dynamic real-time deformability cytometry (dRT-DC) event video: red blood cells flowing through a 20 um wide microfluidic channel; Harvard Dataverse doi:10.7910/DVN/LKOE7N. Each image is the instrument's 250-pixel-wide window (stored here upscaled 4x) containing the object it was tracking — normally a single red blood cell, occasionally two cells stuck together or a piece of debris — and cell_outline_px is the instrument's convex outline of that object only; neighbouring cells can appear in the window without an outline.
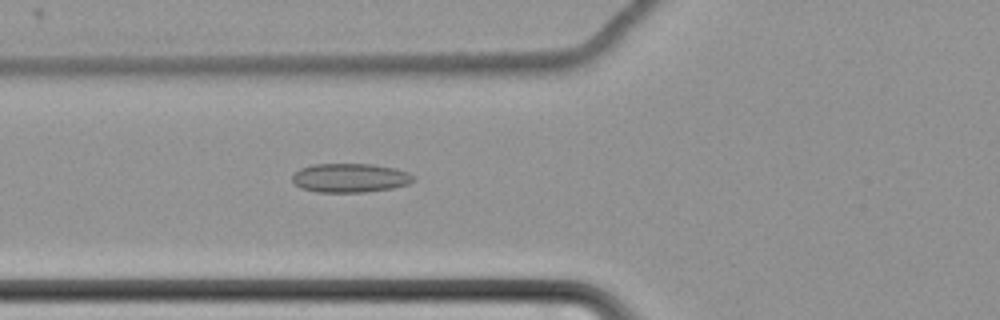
{"species": "common noctule bat (a hibernating species)", "species_latin": "Nyctalus noctula", "temperature_condition": "cold", "stored_images_in_passage": 64, "camera_frame_rate_fps": 3000, "um_per_image_px": 0.085, "animal": {"sex": "female", "body_mass_g": 22.7, "forearm_length_mm": 54.2}, "frame": {"image": 1, "passage_image": 27, "time_ms": 8.667, "image_size_px": [1000, 320], "cell_outline_px": [[416, 180], [408, 184], [392, 188], [364, 192], [316, 192], [300, 188], [292, 180], [292, 176], [300, 168], [312, 164], [372, 164], [396, 168], [408, 172], [416, 176]], "centroid_in_image_um": [29.78, 15.12], "position_along_channel_um": 96.0, "area_um2": 20.63}}
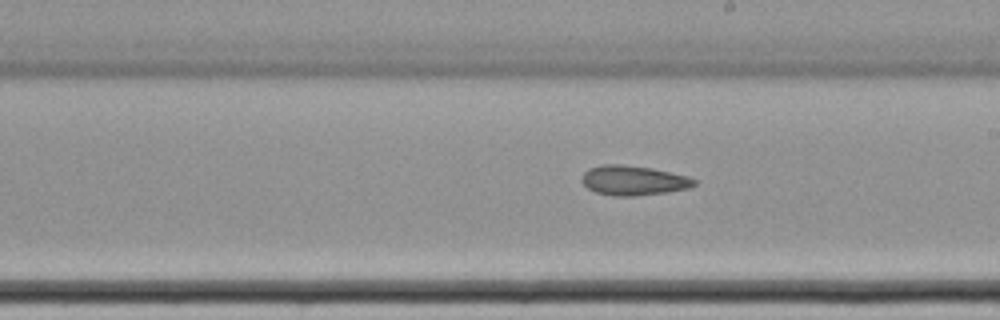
{"frame": {"image": 2, "passage_image": 39, "time_ms": 12.667, "image_size_px": [1000, 320], "cell_outline_px": [[696, 184], [688, 188], [668, 192], [636, 196], [612, 196], [596, 192], [588, 188], [580, 180], [584, 172], [588, 168], [600, 164], [620, 164], [652, 168], [688, 176], [696, 180]], "centroid_in_image_um": [53.82, 15.33], "position_along_channel_um": 235.2, "area_um2": 19.59}}
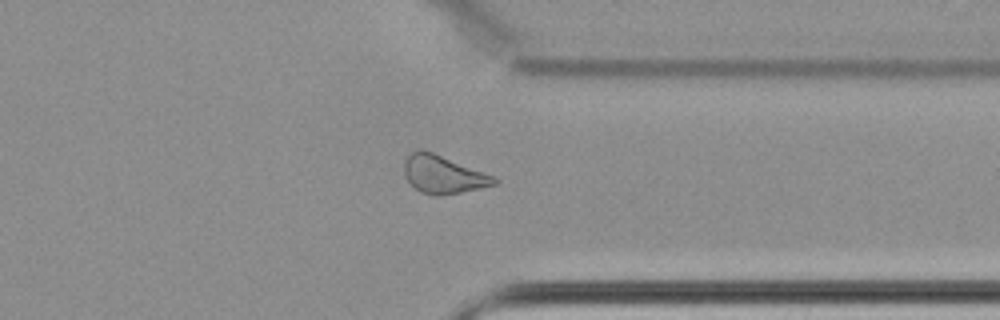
{"frame": {"image": 3, "passage_image": 51, "time_ms": 16.667, "image_size_px": [1000, 320], "cell_outline_px": [[500, 180], [496, 184], [480, 188], [440, 196], [432, 196], [420, 192], [404, 176], [404, 160], [412, 152], [420, 148], [432, 152], [496, 176]], "centroid_in_image_um": [37.68, 14.83], "position_along_channel_um": 373.7, "area_um2": 20.0}, "authors_computed_cell_mechanics": {"area_um2": 21.4438, "velocity_mm_per_s": 3.4757, "shape_relaxation_time_tau1_ms": 6.4778, "shape_relaxation_time_tau2_ms": null, "deformation_change_tau1": 0.0797, "deformation_change_tau2": null}}